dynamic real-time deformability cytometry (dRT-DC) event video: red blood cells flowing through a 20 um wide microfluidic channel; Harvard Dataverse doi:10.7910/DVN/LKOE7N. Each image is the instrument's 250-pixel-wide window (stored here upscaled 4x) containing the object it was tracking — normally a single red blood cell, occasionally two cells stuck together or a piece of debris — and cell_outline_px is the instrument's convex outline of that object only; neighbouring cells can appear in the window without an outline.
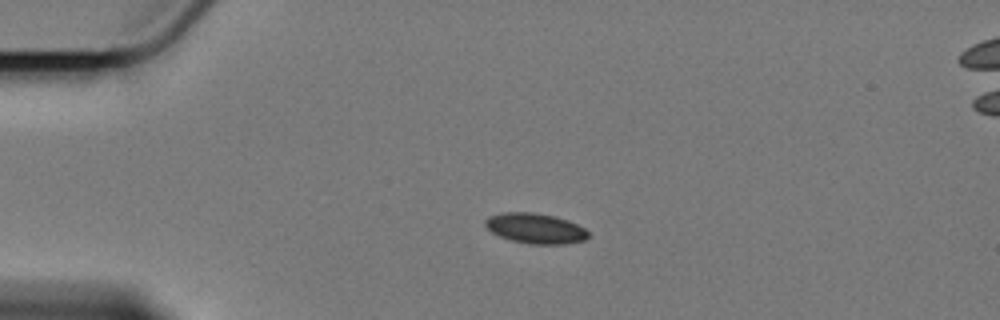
{"species": "Egyptian fruit bat (a non-hibernating species)", "species_latin": "Rousettus aegyptiacus", "temperature_condition": "cold", "stored_images_in_passage": 17, "camera_frame_rate_fps": 3000, "um_per_image_px": 0.085, "animal": {"sex": "female"}, "frame": {"image": 1, "passage_image": 12, "time_ms": 3.667, "image_size_px": [1000, 320], "cell_outline_px": [[588, 236], [584, 240], [564, 244], [528, 244], [512, 240], [500, 236], [492, 232], [484, 224], [484, 220], [488, 216], [504, 212], [532, 212], [552, 216], [568, 220], [584, 228], [588, 232]], "centroid_in_image_um": [45.48, 19.41], "position_along_channel_um": 39.5, "area_um2": 18.03}}